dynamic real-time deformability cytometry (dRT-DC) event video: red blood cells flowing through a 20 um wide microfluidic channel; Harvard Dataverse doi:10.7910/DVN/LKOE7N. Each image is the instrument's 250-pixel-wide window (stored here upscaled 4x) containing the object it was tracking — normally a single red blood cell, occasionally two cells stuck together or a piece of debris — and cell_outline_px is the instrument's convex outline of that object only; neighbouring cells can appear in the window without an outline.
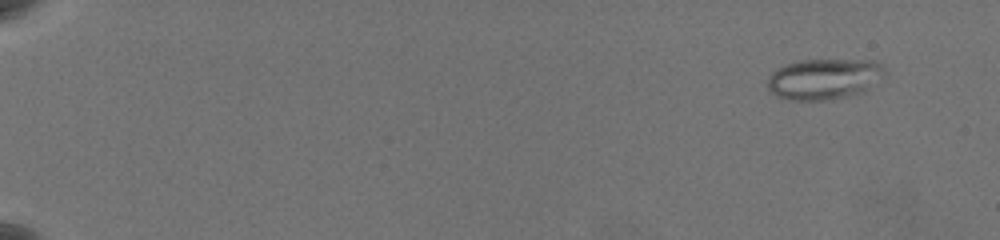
{"species": "common noctule bat (a hibernating species)", "species_latin": "Nyctalus noctula", "temperature_condition": "warm", "stored_images_in_passage": 58, "camera_frame_rate_fps": 3000, "um_per_image_px": 0.085, "animal": {"sex": "female", "body_mass_g": 19.5, "forearm_length_mm": 54.1}, "frame": {"image": 1, "passage_image": 1, "time_ms": 0.0, "image_size_px": [1000, 240], "cell_outline_px": [[884, 72], [864, 92], [848, 96], [828, 100], [788, 100], [776, 96], [768, 88], [768, 76], [772, 72], [788, 64], [800, 60], [872, 60], [884, 64]], "centroid_in_image_um": [70.03, 6.72], "position_along_channel_um": 15.0, "area_um2": 27.63}}
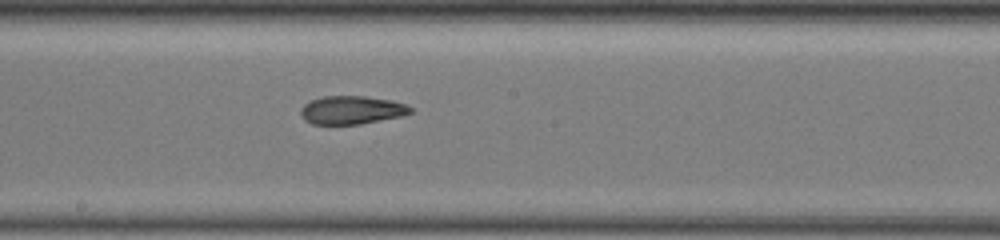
{"frame": {"image": 2, "passage_image": 34, "time_ms": 11.0, "image_size_px": [1000, 240], "cell_outline_px": [[412, 112], [400, 116], [360, 124], [312, 124], [304, 120], [300, 112], [300, 108], [304, 104], [312, 100], [324, 96], [364, 96], [392, 100], [404, 104], [412, 108]], "centroid_in_image_um": [29.86, 9.35], "position_along_channel_um": 218.3, "area_um2": 17.98}}
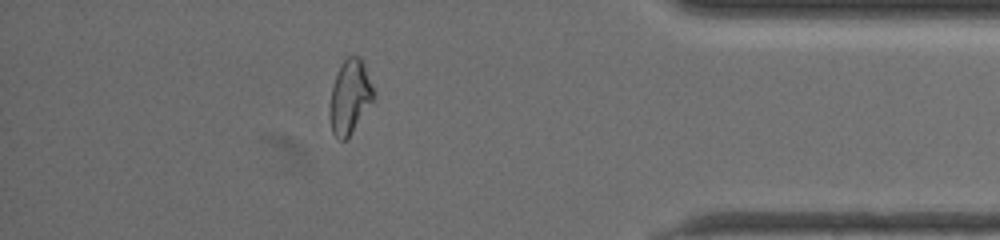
{"frame": {"image": 3, "passage_image": 52, "time_ms": 17.0, "image_size_px": [1000, 240], "cell_outline_px": [[372, 100], [348, 136], [344, 140], [340, 140], [332, 132], [328, 116], [332, 84], [340, 64], [348, 56], [360, 56], [364, 60], [372, 88]], "centroid_in_image_um": [29.68, 8.17], "position_along_channel_um": 405.5, "area_um2": 18.5}, "authors_computed_cell_mechanics": {"area_um2": 19.5942, "velocity_mm_per_s": 3.5552, "shape_relaxation_time_tau1_ms": null, "shape_relaxation_time_tau2_ms": 1.5693, "deformation_change_tau1": null, "deformation_change_tau2": 0.0784}}